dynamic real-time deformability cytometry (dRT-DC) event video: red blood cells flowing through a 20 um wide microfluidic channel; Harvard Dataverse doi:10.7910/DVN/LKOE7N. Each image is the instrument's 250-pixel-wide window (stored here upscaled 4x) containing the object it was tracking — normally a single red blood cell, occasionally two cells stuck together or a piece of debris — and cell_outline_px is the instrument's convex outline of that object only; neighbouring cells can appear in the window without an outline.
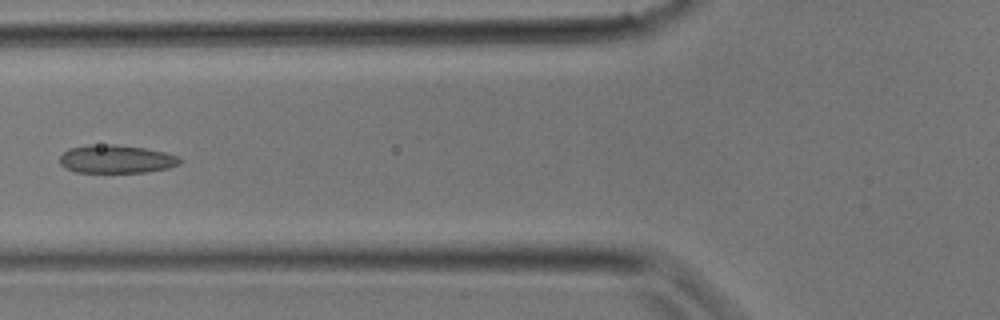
{"species": "common noctule bat (a hibernating species)", "species_latin": "Nyctalus noctula", "temperature_condition": "room temperature", "stored_images_in_passage": 9, "camera_frame_rate_fps": 3000, "um_per_image_px": 0.085, "animal": {"sex": "male", "body_mass_g": 17.9}, "frame": {"image": 1, "passage_image": 6, "time_ms": 1.667, "image_size_px": [1000, 320], "cell_outline_px": [[184, 160], [180, 164], [168, 168], [144, 172], [76, 172], [64, 168], [60, 164], [60, 156], [68, 148], [88, 144], [116, 144], [144, 148], [164, 152], [176, 156]], "centroid_in_image_um": [9.86, 13.51], "position_along_channel_um": 115.9, "area_um2": 19.88}}
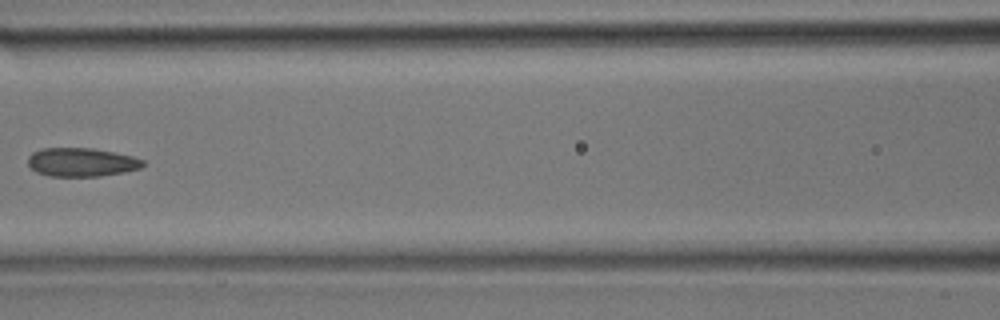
{"frame": {"image": 2, "passage_image": 8, "time_ms": 2.333, "image_size_px": [1000, 320], "cell_outline_px": [[144, 164], [140, 168], [124, 172], [100, 176], [48, 176], [36, 172], [28, 164], [28, 156], [32, 152], [40, 148], [92, 148], [132, 156], [144, 160]], "centroid_in_image_um": [6.9, 13.78], "position_along_channel_um": 159.7, "area_um2": 19.19}}